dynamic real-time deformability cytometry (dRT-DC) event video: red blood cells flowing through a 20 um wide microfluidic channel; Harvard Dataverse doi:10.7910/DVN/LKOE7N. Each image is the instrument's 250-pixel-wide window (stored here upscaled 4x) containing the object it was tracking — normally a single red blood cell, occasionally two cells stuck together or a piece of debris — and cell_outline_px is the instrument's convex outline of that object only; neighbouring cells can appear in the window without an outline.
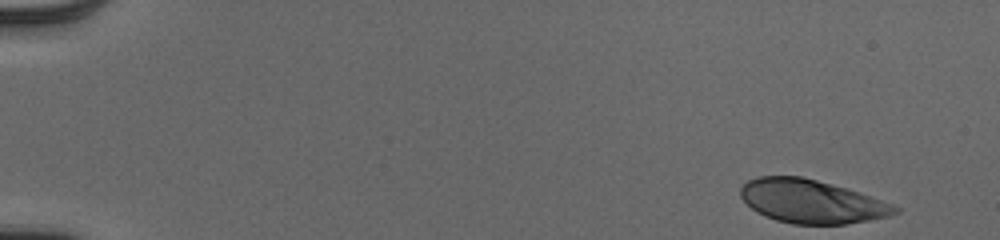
{"species": "human", "species_latin": "Homo sapiens", "temperature_condition": "cold", "stored_images_in_passage": 50, "camera_frame_rate_fps": 3000, "um_per_image_px": 0.085, "donor": {"sex": "male"}, "frame": {"image": 1, "passage_image": 1, "time_ms": 0.0, "image_size_px": [1000, 240], "cell_outline_px": [[900, 212], [888, 216], [868, 220], [844, 224], [792, 224], [776, 220], [764, 216], [756, 212], [740, 196], [740, 188], [748, 180], [760, 176], [800, 176], [816, 180], [844, 188], [892, 204], [900, 208]], "centroid_in_image_um": [68.93, 17.13], "position_along_channel_um": 16.1, "area_um2": 38.61}}
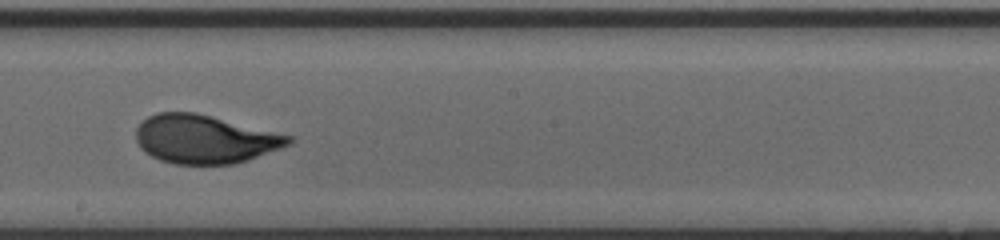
{"frame": {"image": 2, "passage_image": 29, "time_ms": 9.333, "image_size_px": [1000, 240], "cell_outline_px": [[292, 144], [248, 160], [232, 164], [176, 164], [160, 160], [144, 152], [140, 148], [136, 140], [136, 128], [148, 116], [156, 112], [196, 112], [292, 136]], "centroid_in_image_um": [17.39, 11.83], "position_along_channel_um": 230.8, "area_um2": 43.12}}
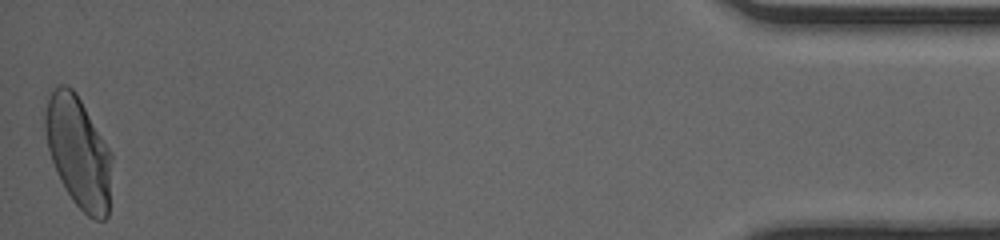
{"frame": {"image": 3, "passage_image": 50, "time_ms": 16.333, "image_size_px": [1000, 240], "cell_outline_px": [[112, 156], [108, 216], [104, 220], [96, 220], [88, 216], [72, 200], [60, 180], [52, 160], [48, 148], [44, 128], [44, 116], [48, 100], [52, 92], [60, 84], [68, 84], [76, 92], [112, 152]], "centroid_in_image_um": [6.68, 12.93], "position_along_channel_um": 428.5, "area_um2": 43.12}, "authors_computed_cell_mechanics": {"area_um2": 42.3674, "velocity_mm_per_s": 3.9824, "shape_relaxation_time_tau1_ms": 4.1833, "shape_relaxation_time_tau2_ms": null, "deformation_change_tau1": 0.1958, "deformation_change_tau2": null}}